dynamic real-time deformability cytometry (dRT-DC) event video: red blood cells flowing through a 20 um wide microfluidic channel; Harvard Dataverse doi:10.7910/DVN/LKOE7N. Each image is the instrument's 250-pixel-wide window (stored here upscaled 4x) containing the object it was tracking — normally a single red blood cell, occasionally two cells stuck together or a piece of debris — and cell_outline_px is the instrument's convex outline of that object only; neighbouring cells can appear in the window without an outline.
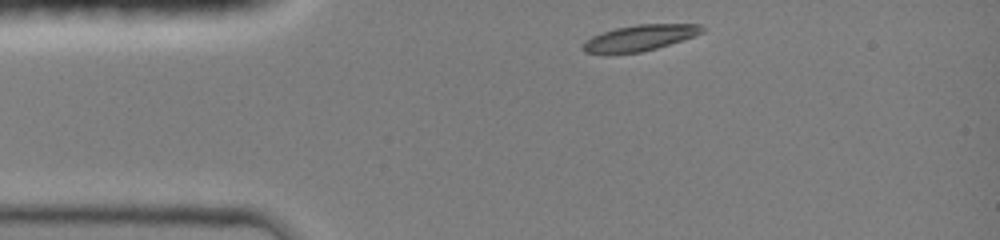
{"species": "common noctule bat (a hibernating species)", "species_latin": "Nyctalus noctula", "temperature_condition": "room temperature", "stored_images_in_passage": 33, "camera_frame_rate_fps": 3000, "um_per_image_px": 0.085, "animal": {"sex": "female", "body_mass_g": 19.0, "forearm_length_mm": 51.5}, "frame": {"image": 1, "passage_image": 1, "time_ms": 0.0, "image_size_px": [1000, 240], "cell_outline_px": [[704, 32], [656, 48], [640, 52], [584, 52], [580, 48], [592, 36], [616, 28], [636, 24], [700, 24], [704, 28]], "centroid_in_image_um": [54.41, 3.19], "position_along_channel_um": 30.6, "area_um2": 17.34}}
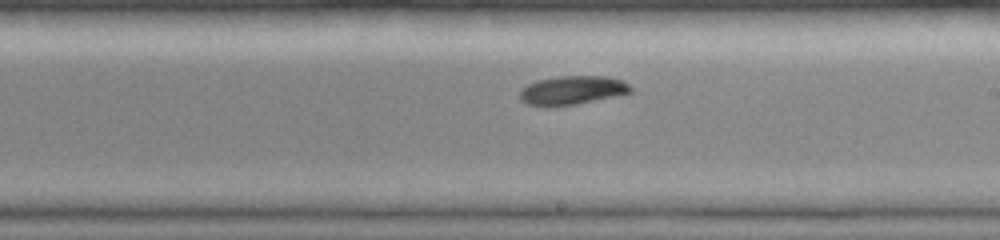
{"frame": {"image": 2, "passage_image": 19, "time_ms": 6.0, "image_size_px": [1000, 240], "cell_outline_px": [[632, 92], [576, 104], [528, 104], [520, 100], [520, 92], [528, 84], [536, 80], [560, 76], [608, 76], [624, 80], [632, 88]], "centroid_in_image_um": [48.7, 7.63], "position_along_channel_um": 240.3, "area_um2": 18.03}}
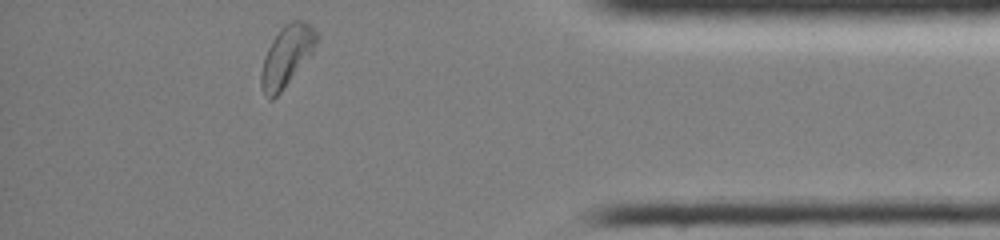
{"frame": {"image": 3, "passage_image": 33, "time_ms": 10.667, "image_size_px": [1000, 240], "cell_outline_px": [[316, 44], [312, 52], [280, 92], [272, 100], [268, 100], [264, 96], [260, 84], [260, 72], [264, 56], [272, 40], [284, 24], [292, 20], [304, 20], [316, 32]], "centroid_in_image_um": [24.31, 4.78], "position_along_channel_um": 410.9, "area_um2": 19.25}, "authors_computed_cell_mechanics": {"area_um2": 18.3804, "velocity_mm_per_s": 4.1367, "shape_relaxation_time_tau1_ms": 2.114, "shape_relaxation_time_tau2_ms": null, "deformation_change_tau1": 0.1152, "deformation_change_tau2": null}}